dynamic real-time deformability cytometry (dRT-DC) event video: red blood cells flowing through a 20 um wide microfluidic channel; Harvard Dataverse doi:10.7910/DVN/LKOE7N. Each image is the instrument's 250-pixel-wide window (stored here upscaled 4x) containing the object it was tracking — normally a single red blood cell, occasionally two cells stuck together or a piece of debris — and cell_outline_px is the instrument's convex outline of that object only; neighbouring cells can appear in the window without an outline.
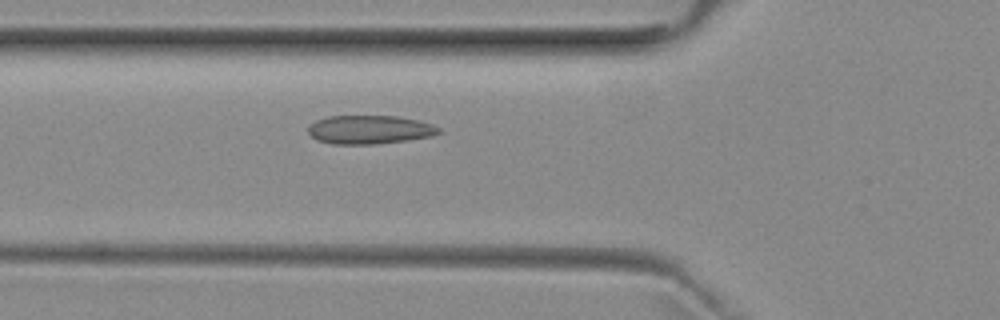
{"species": "common noctule bat (a hibernating species)", "species_latin": "Nyctalus noctula", "temperature_condition": "room temperature", "stored_images_in_passage": 52, "camera_frame_rate_fps": 3000, "um_per_image_px": 0.085, "animal": {"sex": "female", "body_mass_g": 29.2, "forearm_length_mm": 56.3}, "frame": {"image": 1, "passage_image": 18, "time_ms": 5.667, "image_size_px": [1000, 320], "cell_outline_px": [[444, 132], [432, 136], [408, 140], [372, 144], [332, 144], [316, 140], [308, 132], [308, 128], [316, 120], [328, 116], [396, 116], [416, 120], [432, 124], [440, 128]], "centroid_in_image_um": [31.43, 11.02], "position_along_channel_um": 94.4, "area_um2": 21.79}}
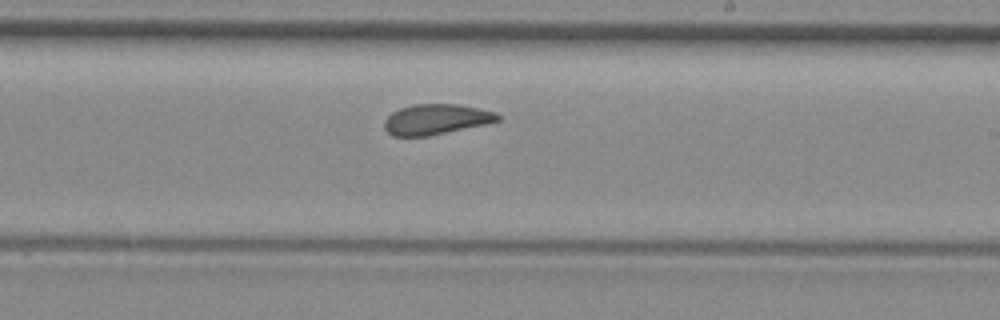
{"frame": {"image": 2, "passage_image": 30, "time_ms": 9.667, "image_size_px": [1000, 320], "cell_outline_px": [[500, 120], [484, 124], [428, 136], [392, 136], [384, 128], [384, 120], [392, 112], [400, 108], [416, 104], [456, 104], [496, 112], [500, 116]], "centroid_in_image_um": [37.03, 10.14], "position_along_channel_um": 252.0, "area_um2": 19.83}}
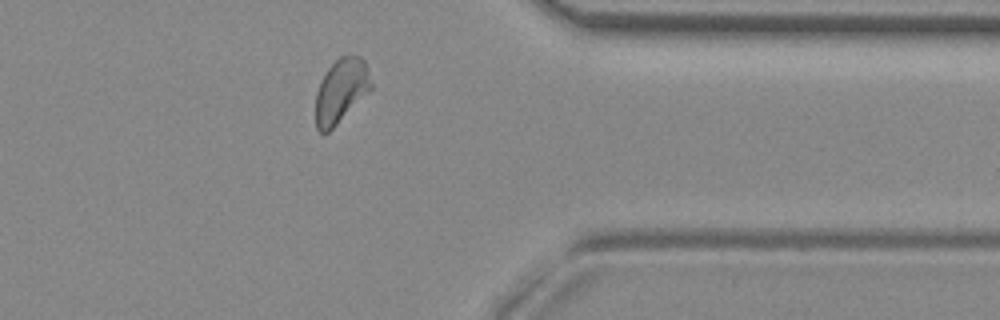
{"frame": {"image": 3, "passage_image": 41, "time_ms": 13.333, "image_size_px": [1000, 320], "cell_outline_px": [[372, 88], [328, 132], [320, 132], [316, 128], [316, 92], [320, 80], [328, 68], [340, 56], [360, 56], [364, 60], [372, 84]], "centroid_in_image_um": [28.96, 7.7], "position_along_channel_um": 382.4, "area_um2": 20.29}, "authors_computed_cell_mechanics": {"area_um2": 21.1259, "velocity_mm_per_s": 3.9352, "shape_relaxation_time_tau1_ms": 10.8867, "shape_relaxation_time_tau2_ms": 1.4508, "deformation_change_tau1": 0.1632, "deformation_change_tau2": 0.0523}}